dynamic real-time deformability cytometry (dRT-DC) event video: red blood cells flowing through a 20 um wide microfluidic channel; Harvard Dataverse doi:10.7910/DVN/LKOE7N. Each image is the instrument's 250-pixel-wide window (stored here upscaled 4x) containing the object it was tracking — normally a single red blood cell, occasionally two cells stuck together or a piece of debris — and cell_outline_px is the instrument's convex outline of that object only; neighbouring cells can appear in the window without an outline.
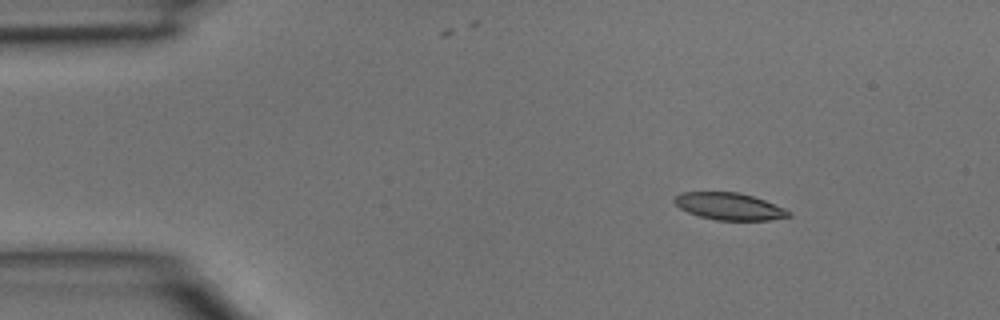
{"species": "common noctule bat (a hibernating species)", "species_latin": "Nyctalus noctula", "temperature_condition": "room temperature", "stored_images_in_passage": 3, "camera_frame_rate_fps": 3000, "um_per_image_px": 0.085, "animal": {"sex": "male", "body_mass_g": 15.6}, "frame": {"image": 1, "passage_image": 1, "time_ms": 0.0, "image_size_px": [1000, 320], "cell_outline_px": [[792, 216], [768, 220], [716, 220], [700, 216], [688, 212], [680, 208], [672, 200], [680, 192], [736, 192], [752, 196], [764, 200], [784, 208], [792, 212]], "centroid_in_image_um": [61.99, 17.54], "position_along_channel_um": 23.0, "area_um2": 17.92}}